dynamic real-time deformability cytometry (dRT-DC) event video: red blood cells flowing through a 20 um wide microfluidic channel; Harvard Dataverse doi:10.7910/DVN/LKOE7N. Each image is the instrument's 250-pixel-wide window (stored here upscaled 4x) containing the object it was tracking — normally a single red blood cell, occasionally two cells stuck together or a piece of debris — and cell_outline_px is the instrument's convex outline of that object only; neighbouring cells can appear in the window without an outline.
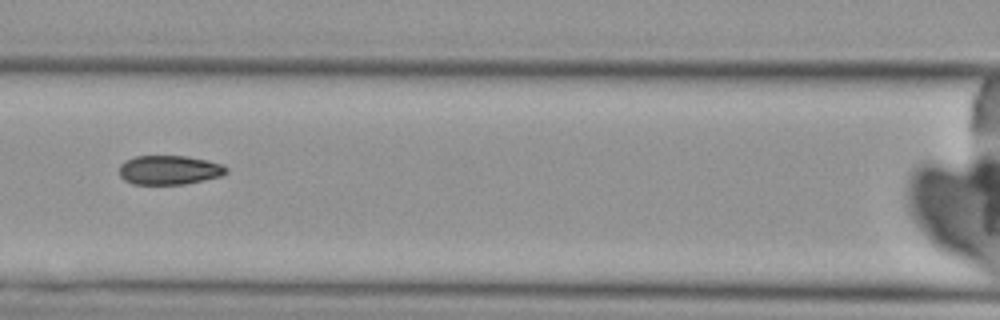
{"species": "Egyptian fruit bat (a non-hibernating species)", "species_latin": "Rousettus aegyptiacus", "temperature_condition": "cold", "stored_images_in_passage": 3, "camera_frame_rate_fps": 3000, "um_per_image_px": 0.085, "animal": {"sex": "female"}, "frame": {"image": 1, "passage_image": 3, "time_ms": 2.333, "image_size_px": [1000, 320], "cell_outline_px": [[228, 172], [220, 176], [184, 184], [132, 184], [124, 180], [120, 176], [120, 164], [124, 160], [136, 156], [188, 156], [208, 160], [224, 164], [228, 168]], "centroid_in_image_um": [14.39, 14.44], "position_along_channel_um": 152.2, "area_um2": 18.32}}